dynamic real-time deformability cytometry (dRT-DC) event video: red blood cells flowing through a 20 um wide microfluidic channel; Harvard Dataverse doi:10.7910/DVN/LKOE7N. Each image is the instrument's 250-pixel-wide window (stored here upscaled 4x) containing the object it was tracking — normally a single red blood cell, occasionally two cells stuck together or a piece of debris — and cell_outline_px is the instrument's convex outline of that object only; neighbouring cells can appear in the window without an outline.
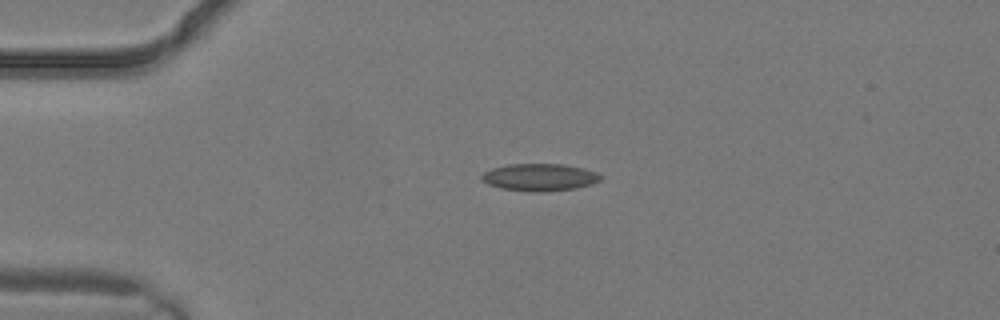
{"species": "common noctule bat (a hibernating species)", "species_latin": "Nyctalus noctula", "temperature_condition": "warm", "stored_images_in_passage": 1, "camera_frame_rate_fps": 3000, "um_per_image_px": 0.085, "animal": {"sex": "male", "body_mass_g": 19.2, "forearm_length_mm": 51.8}, "frame": {"image": 1, "passage_image": 1, "time_ms": 0.0, "image_size_px": [1000, 320], "cell_outline_px": [[604, 176], [600, 180], [592, 184], [576, 188], [544, 192], [528, 192], [500, 188], [488, 184], [480, 180], [480, 176], [484, 172], [492, 168], [508, 164], [564, 164], [584, 168], [596, 172]], "centroid_in_image_um": [45.86, 15.07], "position_along_channel_um": 39.1, "area_um2": 19.19}}